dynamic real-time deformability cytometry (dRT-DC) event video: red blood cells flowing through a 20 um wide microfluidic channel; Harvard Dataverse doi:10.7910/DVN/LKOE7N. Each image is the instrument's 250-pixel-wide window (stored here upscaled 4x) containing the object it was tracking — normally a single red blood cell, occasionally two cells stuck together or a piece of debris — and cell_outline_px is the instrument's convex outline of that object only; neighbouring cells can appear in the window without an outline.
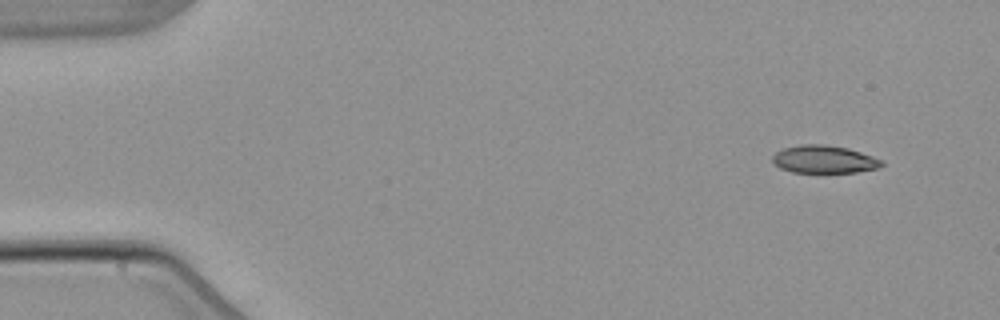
{"species": "common noctule bat (a hibernating species)", "species_latin": "Nyctalus noctula", "temperature_condition": "warm", "stored_images_in_passage": 3, "camera_frame_rate_fps": 3000, "um_per_image_px": 0.085, "animal": {"sex": "male", "body_mass_g": 21.5, "forearm_length_mm": 52.0}, "frame": {"image": 1, "passage_image": 1, "time_ms": 0.0, "image_size_px": [1000, 320], "cell_outline_px": [[884, 164], [880, 168], [856, 172], [792, 172], [780, 168], [772, 160], [772, 156], [776, 152], [784, 148], [800, 144], [824, 144], [848, 148], [884, 160]], "centroid_in_image_um": [70.07, 13.54], "position_along_channel_um": 14.9, "area_um2": 17.69}}